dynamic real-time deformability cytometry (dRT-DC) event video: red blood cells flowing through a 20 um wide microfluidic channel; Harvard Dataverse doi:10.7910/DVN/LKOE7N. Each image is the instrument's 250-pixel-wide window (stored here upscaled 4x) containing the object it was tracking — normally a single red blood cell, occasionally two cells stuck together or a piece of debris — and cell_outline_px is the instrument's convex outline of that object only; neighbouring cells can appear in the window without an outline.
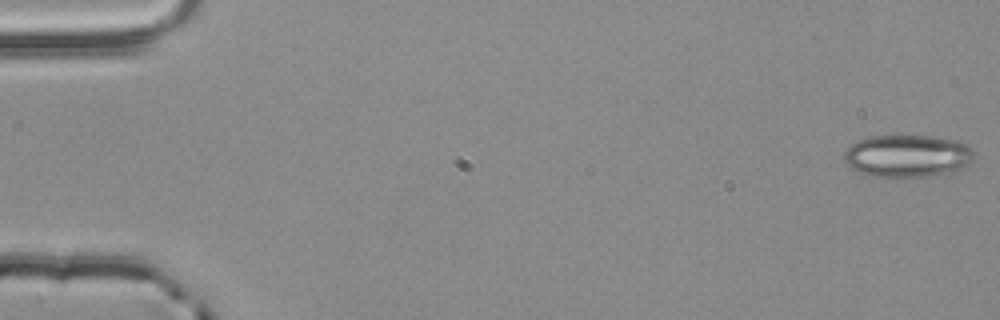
{"species": "common noctule bat (a hibernating species)", "species_latin": "Nyctalus noctula", "temperature_condition": "room temperature", "stored_images_in_passage": 55, "camera_frame_rate_fps": 3000, "um_per_image_px": 0.085, "animal": {"sex": "male", "body_mass_g": 20.4}, "frame": {"image": 1, "passage_image": 1, "time_ms": 0.0, "image_size_px": [1000, 320], "cell_outline_px": [[972, 160], [968, 164], [952, 172], [928, 176], [872, 176], [860, 172], [852, 168], [844, 160], [844, 152], [852, 144], [860, 140], [872, 136], [928, 136], [960, 140], [968, 144], [972, 148]], "centroid_in_image_um": [77.16, 13.24], "position_along_channel_um": 7.8, "area_um2": 31.79}}
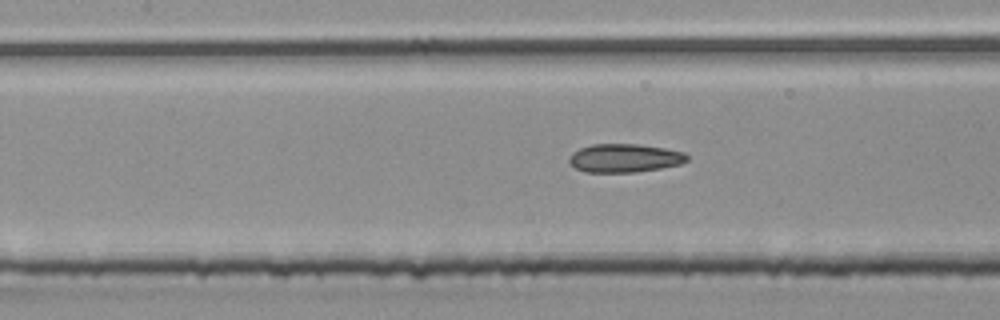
{"frame": {"image": 2, "passage_image": 25, "time_ms": 8.0, "image_size_px": [1000, 320], "cell_outline_px": [[688, 160], [680, 164], [660, 168], [636, 172], [584, 172], [576, 168], [568, 160], [572, 152], [580, 148], [592, 144], [636, 144], [664, 148], [684, 152], [688, 156]], "centroid_in_image_um": [53.08, 13.43], "position_along_channel_um": 154.3, "area_um2": 19.48}}
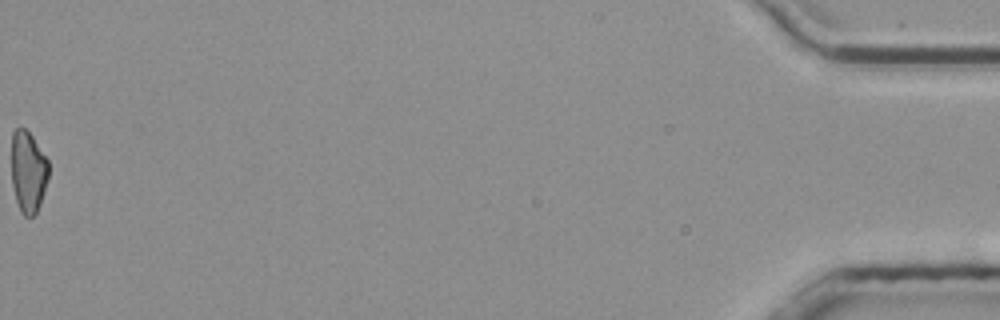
{"frame": {"image": 3, "passage_image": 55, "time_ms": 18.0, "image_size_px": [1000, 320], "cell_outline_px": [[48, 176], [44, 192], [40, 204], [36, 212], [32, 216], [24, 216], [20, 212], [16, 200], [12, 184], [12, 132], [16, 128], [24, 128], [32, 136], [48, 160]], "centroid_in_image_um": [2.39, 14.61], "position_along_channel_um": 432.8, "area_um2": 17.51}, "authors_computed_cell_mechanics": {"area_um2": 19.363, "velocity_mm_per_s": 3.8731, "shape_relaxation_time_tau1_ms": 6.5549, "shape_relaxation_time_tau2_ms": 4.2015, "deformation_change_tau1": 0.1509, "deformation_change_tau2": 0.1391}}